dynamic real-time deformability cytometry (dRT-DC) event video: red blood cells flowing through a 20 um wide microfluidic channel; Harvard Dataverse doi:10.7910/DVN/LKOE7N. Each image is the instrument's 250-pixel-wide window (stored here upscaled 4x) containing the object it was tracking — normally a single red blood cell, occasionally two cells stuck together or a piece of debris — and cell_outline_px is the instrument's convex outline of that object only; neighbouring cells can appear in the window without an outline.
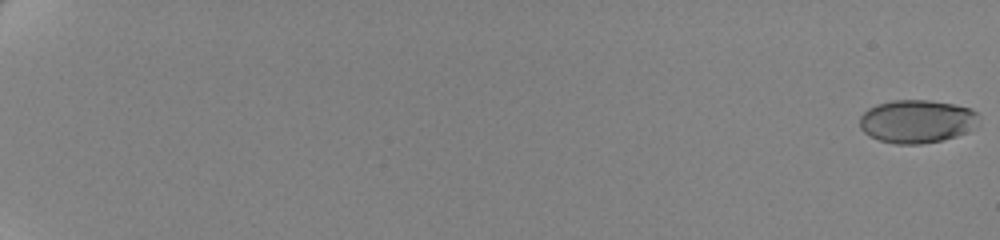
{"species": "human", "species_latin": "Homo sapiens", "temperature_condition": "cold", "stored_images_in_passage": 63, "camera_frame_rate_fps": 3000, "um_per_image_px": 0.085, "donor": {"sex": "female"}, "frame": {"image": 1, "passage_image": 1, "time_ms": 0.0, "image_size_px": [1000, 240], "cell_outline_px": [[976, 112], [964, 132], [956, 136], [940, 140], [920, 144], [896, 144], [880, 140], [868, 136], [860, 128], [860, 116], [868, 108], [876, 104], [892, 100], [928, 100], [952, 104], [968, 108]], "centroid_in_image_um": [77.77, 10.31], "position_along_channel_um": 7.2, "area_um2": 29.07}}
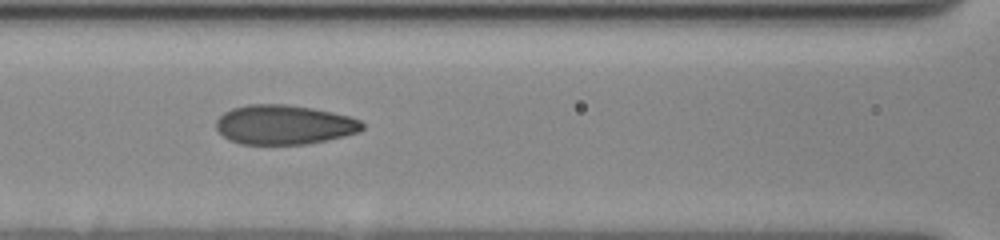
{"frame": {"image": 2, "passage_image": 33, "time_ms": 10.667, "image_size_px": [1000, 240], "cell_outline_px": [[364, 128], [360, 132], [328, 140], [308, 144], [240, 144], [228, 140], [216, 128], [216, 120], [224, 112], [232, 108], [248, 104], [284, 104], [312, 108], [332, 112], [348, 116], [360, 120], [364, 124]], "centroid_in_image_um": [24.15, 10.6], "position_along_channel_um": 142.4, "area_um2": 33.76}}
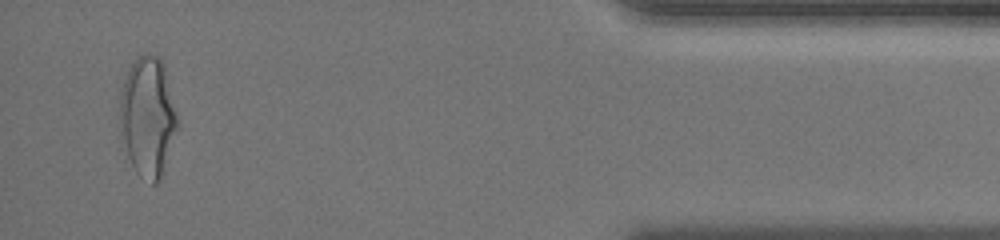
{"frame": {"image": 3, "passage_image": 61, "time_ms": 20.0, "image_size_px": [1000, 240], "cell_outline_px": [[180, 120], [160, 180], [156, 184], [152, 184], [140, 176], [136, 172], [128, 156], [120, 116], [120, 92], [128, 68], [136, 56], [148, 52], [156, 56], [164, 64]], "centroid_in_image_um": [12.6, 9.87], "position_along_channel_um": 422.6, "area_um2": 40.11}, "authors_computed_cell_mechanics": {"area_um2": 32.8882, "velocity_mm_per_s": 3.4998, "shape_relaxation_time_tau1_ms": 3.918, "shape_relaxation_time_tau2_ms": 0.7614, "deformation_change_tau1": 0.1432, "deformation_change_tau2": 0.057}}